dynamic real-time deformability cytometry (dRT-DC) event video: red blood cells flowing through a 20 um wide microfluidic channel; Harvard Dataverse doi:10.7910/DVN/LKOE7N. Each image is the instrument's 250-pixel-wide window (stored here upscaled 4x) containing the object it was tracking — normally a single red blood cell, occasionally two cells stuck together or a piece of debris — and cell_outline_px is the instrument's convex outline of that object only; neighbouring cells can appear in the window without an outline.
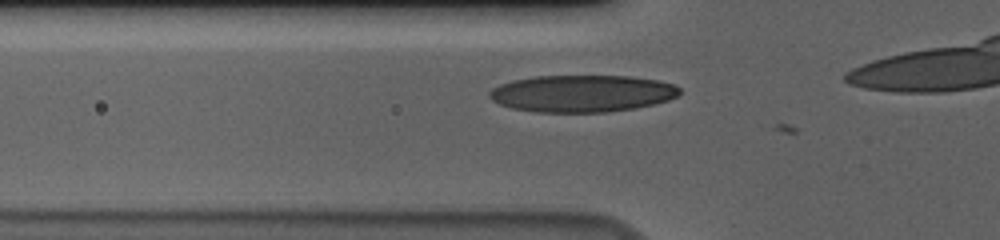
{"species": "human", "species_latin": "Homo sapiens", "temperature_condition": "cold", "stored_images_in_passage": 17, "camera_frame_rate_fps": 3000, "um_per_image_px": 0.085, "donor": {"sex": "male"}, "frame": {"image": 1, "passage_image": 4, "time_ms": 1.0, "image_size_px": [1000, 240], "cell_outline_px": [[680, 92], [676, 96], [668, 100], [636, 108], [608, 112], [536, 112], [512, 108], [500, 104], [492, 100], [488, 96], [488, 92], [492, 88], [500, 84], [512, 80], [536, 76], [628, 76], [656, 80], [672, 84], [680, 88]], "centroid_in_image_um": [49.44, 7.95], "position_along_channel_um": 76.4, "area_um2": 40.98}}
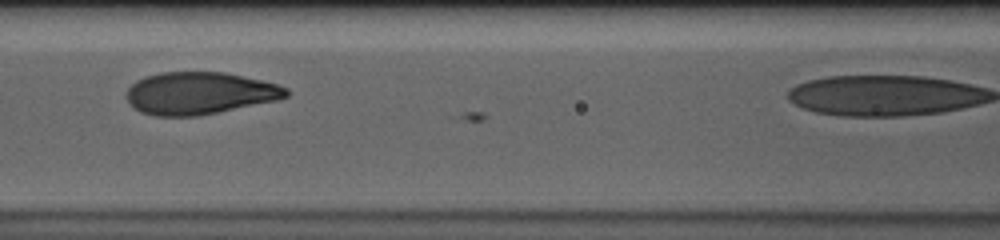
{"frame": {"image": 2, "passage_image": 10, "time_ms": 3.0, "image_size_px": [1000, 240], "cell_outline_px": [[288, 96], [276, 100], [196, 116], [156, 116], [140, 112], [128, 100], [128, 88], [136, 80], [160, 72], [224, 72], [260, 80], [276, 84], [288, 88]], "centroid_in_image_um": [16.95, 7.92], "position_along_channel_um": 149.6, "area_um2": 38.78}}
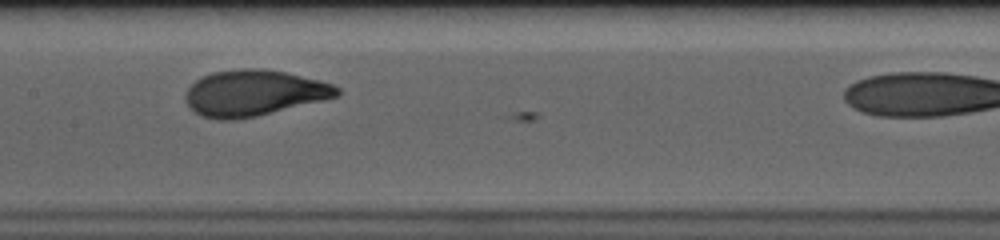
{"frame": {"image": 3, "passage_image": 13, "time_ms": 4.0, "image_size_px": [1000, 240], "cell_outline_px": [[340, 92], [336, 96], [256, 116], [236, 120], [216, 120], [200, 116], [188, 104], [184, 96], [188, 88], [196, 80], [212, 72], [240, 68], [264, 68], [284, 72], [332, 84], [340, 88]], "centroid_in_image_um": [21.51, 7.9], "position_along_channel_um": 185.9, "area_um2": 40.06}}